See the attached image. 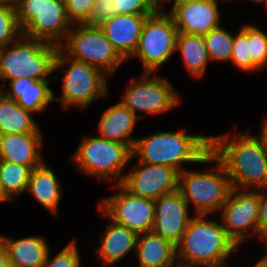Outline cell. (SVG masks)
Wrapping results in <instances>:
<instances>
[{"label":"cell","mask_w":267,"mask_h":267,"mask_svg":"<svg viewBox=\"0 0 267 267\" xmlns=\"http://www.w3.org/2000/svg\"><path fill=\"white\" fill-rule=\"evenodd\" d=\"M262 121L263 122L261 124L260 131L263 133L267 140V116L263 117Z\"/></svg>","instance_id":"cell-39"},{"label":"cell","mask_w":267,"mask_h":267,"mask_svg":"<svg viewBox=\"0 0 267 267\" xmlns=\"http://www.w3.org/2000/svg\"><path fill=\"white\" fill-rule=\"evenodd\" d=\"M59 47L43 40L21 35L16 41L3 47L0 55V81L20 78L51 80L59 78L54 74V63ZM52 77V78H51Z\"/></svg>","instance_id":"cell-4"},{"label":"cell","mask_w":267,"mask_h":267,"mask_svg":"<svg viewBox=\"0 0 267 267\" xmlns=\"http://www.w3.org/2000/svg\"><path fill=\"white\" fill-rule=\"evenodd\" d=\"M183 2V3H191V2H198V1H212V0H167L166 2Z\"/></svg>","instance_id":"cell-42"},{"label":"cell","mask_w":267,"mask_h":267,"mask_svg":"<svg viewBox=\"0 0 267 267\" xmlns=\"http://www.w3.org/2000/svg\"><path fill=\"white\" fill-rule=\"evenodd\" d=\"M177 51L180 52V58L190 76L202 78L208 68V62H210L203 36L178 32L176 37Z\"/></svg>","instance_id":"cell-25"},{"label":"cell","mask_w":267,"mask_h":267,"mask_svg":"<svg viewBox=\"0 0 267 267\" xmlns=\"http://www.w3.org/2000/svg\"><path fill=\"white\" fill-rule=\"evenodd\" d=\"M59 48L69 57L90 64L108 77L125 64L100 27L72 24Z\"/></svg>","instance_id":"cell-9"},{"label":"cell","mask_w":267,"mask_h":267,"mask_svg":"<svg viewBox=\"0 0 267 267\" xmlns=\"http://www.w3.org/2000/svg\"><path fill=\"white\" fill-rule=\"evenodd\" d=\"M207 217L210 215H192L182 238L175 244L177 263L195 267L229 266L228 259L239 247L227 235L221 219Z\"/></svg>","instance_id":"cell-3"},{"label":"cell","mask_w":267,"mask_h":267,"mask_svg":"<svg viewBox=\"0 0 267 267\" xmlns=\"http://www.w3.org/2000/svg\"><path fill=\"white\" fill-rule=\"evenodd\" d=\"M52 80H33L20 78L9 81V88H4V94L14 99L25 110L35 113L45 111L54 102V92L49 83Z\"/></svg>","instance_id":"cell-20"},{"label":"cell","mask_w":267,"mask_h":267,"mask_svg":"<svg viewBox=\"0 0 267 267\" xmlns=\"http://www.w3.org/2000/svg\"><path fill=\"white\" fill-rule=\"evenodd\" d=\"M163 5H165L166 6V4H164V3H166V1L167 0H159Z\"/></svg>","instance_id":"cell-46"},{"label":"cell","mask_w":267,"mask_h":267,"mask_svg":"<svg viewBox=\"0 0 267 267\" xmlns=\"http://www.w3.org/2000/svg\"><path fill=\"white\" fill-rule=\"evenodd\" d=\"M116 14L114 0H95L92 13L85 24L91 27H101Z\"/></svg>","instance_id":"cell-35"},{"label":"cell","mask_w":267,"mask_h":267,"mask_svg":"<svg viewBox=\"0 0 267 267\" xmlns=\"http://www.w3.org/2000/svg\"><path fill=\"white\" fill-rule=\"evenodd\" d=\"M171 267H195V266H189V265H184V264H180V263H176Z\"/></svg>","instance_id":"cell-44"},{"label":"cell","mask_w":267,"mask_h":267,"mask_svg":"<svg viewBox=\"0 0 267 267\" xmlns=\"http://www.w3.org/2000/svg\"><path fill=\"white\" fill-rule=\"evenodd\" d=\"M212 163L206 170L184 169L179 173L178 190L188 206L193 204L195 215L215 216L227 200L232 185L221 161L212 153Z\"/></svg>","instance_id":"cell-7"},{"label":"cell","mask_w":267,"mask_h":267,"mask_svg":"<svg viewBox=\"0 0 267 267\" xmlns=\"http://www.w3.org/2000/svg\"><path fill=\"white\" fill-rule=\"evenodd\" d=\"M263 242H265L266 247H267V241H263ZM256 263L259 265V267H267V251L264 253L261 259H258Z\"/></svg>","instance_id":"cell-38"},{"label":"cell","mask_w":267,"mask_h":267,"mask_svg":"<svg viewBox=\"0 0 267 267\" xmlns=\"http://www.w3.org/2000/svg\"><path fill=\"white\" fill-rule=\"evenodd\" d=\"M2 50H3V47H2V46H0V55H1V52H2Z\"/></svg>","instance_id":"cell-48"},{"label":"cell","mask_w":267,"mask_h":267,"mask_svg":"<svg viewBox=\"0 0 267 267\" xmlns=\"http://www.w3.org/2000/svg\"><path fill=\"white\" fill-rule=\"evenodd\" d=\"M163 7L147 16L132 59L139 58L144 72L156 73L176 53L178 29Z\"/></svg>","instance_id":"cell-10"},{"label":"cell","mask_w":267,"mask_h":267,"mask_svg":"<svg viewBox=\"0 0 267 267\" xmlns=\"http://www.w3.org/2000/svg\"><path fill=\"white\" fill-rule=\"evenodd\" d=\"M136 163L125 173L121 185L131 194L156 201L178 189L179 172L167 165Z\"/></svg>","instance_id":"cell-14"},{"label":"cell","mask_w":267,"mask_h":267,"mask_svg":"<svg viewBox=\"0 0 267 267\" xmlns=\"http://www.w3.org/2000/svg\"><path fill=\"white\" fill-rule=\"evenodd\" d=\"M43 133H19L0 135V160L20 164L31 169L43 160L41 149Z\"/></svg>","instance_id":"cell-18"},{"label":"cell","mask_w":267,"mask_h":267,"mask_svg":"<svg viewBox=\"0 0 267 267\" xmlns=\"http://www.w3.org/2000/svg\"><path fill=\"white\" fill-rule=\"evenodd\" d=\"M1 82V81H0ZM2 84V85H1ZM4 95V85L3 83L1 82L0 83V98Z\"/></svg>","instance_id":"cell-45"},{"label":"cell","mask_w":267,"mask_h":267,"mask_svg":"<svg viewBox=\"0 0 267 267\" xmlns=\"http://www.w3.org/2000/svg\"><path fill=\"white\" fill-rule=\"evenodd\" d=\"M233 35L221 25L203 35L211 62H230L233 52Z\"/></svg>","instance_id":"cell-28"},{"label":"cell","mask_w":267,"mask_h":267,"mask_svg":"<svg viewBox=\"0 0 267 267\" xmlns=\"http://www.w3.org/2000/svg\"><path fill=\"white\" fill-rule=\"evenodd\" d=\"M117 14H154L164 5L159 0H114Z\"/></svg>","instance_id":"cell-33"},{"label":"cell","mask_w":267,"mask_h":267,"mask_svg":"<svg viewBox=\"0 0 267 267\" xmlns=\"http://www.w3.org/2000/svg\"><path fill=\"white\" fill-rule=\"evenodd\" d=\"M172 3V7H169L167 12L173 18L174 24L180 33L203 36L221 25L220 1Z\"/></svg>","instance_id":"cell-15"},{"label":"cell","mask_w":267,"mask_h":267,"mask_svg":"<svg viewBox=\"0 0 267 267\" xmlns=\"http://www.w3.org/2000/svg\"><path fill=\"white\" fill-rule=\"evenodd\" d=\"M57 70L63 75V83L61 96H54V102H60L63 109L76 106L84 110L97 99L110 95L107 75L90 64L67 56L60 48L55 58L54 73Z\"/></svg>","instance_id":"cell-5"},{"label":"cell","mask_w":267,"mask_h":267,"mask_svg":"<svg viewBox=\"0 0 267 267\" xmlns=\"http://www.w3.org/2000/svg\"><path fill=\"white\" fill-rule=\"evenodd\" d=\"M100 117L98 137L126 143L131 149L133 148L136 138H133L131 134L139 121L129 108L119 101L107 108Z\"/></svg>","instance_id":"cell-21"},{"label":"cell","mask_w":267,"mask_h":267,"mask_svg":"<svg viewBox=\"0 0 267 267\" xmlns=\"http://www.w3.org/2000/svg\"><path fill=\"white\" fill-rule=\"evenodd\" d=\"M260 190V207H259V238L267 241V186Z\"/></svg>","instance_id":"cell-36"},{"label":"cell","mask_w":267,"mask_h":267,"mask_svg":"<svg viewBox=\"0 0 267 267\" xmlns=\"http://www.w3.org/2000/svg\"><path fill=\"white\" fill-rule=\"evenodd\" d=\"M22 35L17 21L16 6L0 5V46L5 47Z\"/></svg>","instance_id":"cell-31"},{"label":"cell","mask_w":267,"mask_h":267,"mask_svg":"<svg viewBox=\"0 0 267 267\" xmlns=\"http://www.w3.org/2000/svg\"><path fill=\"white\" fill-rule=\"evenodd\" d=\"M252 267H259L257 263H254Z\"/></svg>","instance_id":"cell-47"},{"label":"cell","mask_w":267,"mask_h":267,"mask_svg":"<svg viewBox=\"0 0 267 267\" xmlns=\"http://www.w3.org/2000/svg\"><path fill=\"white\" fill-rule=\"evenodd\" d=\"M76 243V240L70 241L53 257L49 250L43 267H81L82 259Z\"/></svg>","instance_id":"cell-32"},{"label":"cell","mask_w":267,"mask_h":267,"mask_svg":"<svg viewBox=\"0 0 267 267\" xmlns=\"http://www.w3.org/2000/svg\"><path fill=\"white\" fill-rule=\"evenodd\" d=\"M189 208L178 189L162 195L155 201V220L152 232L176 244L182 238L192 218Z\"/></svg>","instance_id":"cell-16"},{"label":"cell","mask_w":267,"mask_h":267,"mask_svg":"<svg viewBox=\"0 0 267 267\" xmlns=\"http://www.w3.org/2000/svg\"><path fill=\"white\" fill-rule=\"evenodd\" d=\"M259 207L260 190L237 188H232L222 205L220 217L223 228L238 247L252 237L259 238Z\"/></svg>","instance_id":"cell-13"},{"label":"cell","mask_w":267,"mask_h":267,"mask_svg":"<svg viewBox=\"0 0 267 267\" xmlns=\"http://www.w3.org/2000/svg\"><path fill=\"white\" fill-rule=\"evenodd\" d=\"M132 158L148 164L167 165L179 173L185 163L212 164L211 136L188 135L187 131H159L145 137L136 138L132 148ZM183 167V168H182Z\"/></svg>","instance_id":"cell-2"},{"label":"cell","mask_w":267,"mask_h":267,"mask_svg":"<svg viewBox=\"0 0 267 267\" xmlns=\"http://www.w3.org/2000/svg\"><path fill=\"white\" fill-rule=\"evenodd\" d=\"M44 161L33 168L30 174L27 192L45 209L57 215L62 198V186L52 167Z\"/></svg>","instance_id":"cell-23"},{"label":"cell","mask_w":267,"mask_h":267,"mask_svg":"<svg viewBox=\"0 0 267 267\" xmlns=\"http://www.w3.org/2000/svg\"><path fill=\"white\" fill-rule=\"evenodd\" d=\"M250 2H255V4H264L266 6V10H267V0H248Z\"/></svg>","instance_id":"cell-43"},{"label":"cell","mask_w":267,"mask_h":267,"mask_svg":"<svg viewBox=\"0 0 267 267\" xmlns=\"http://www.w3.org/2000/svg\"><path fill=\"white\" fill-rule=\"evenodd\" d=\"M149 15L151 14H116L100 27L126 62L137 49L143 25Z\"/></svg>","instance_id":"cell-17"},{"label":"cell","mask_w":267,"mask_h":267,"mask_svg":"<svg viewBox=\"0 0 267 267\" xmlns=\"http://www.w3.org/2000/svg\"><path fill=\"white\" fill-rule=\"evenodd\" d=\"M230 62L239 71L251 72L250 43L248 42V23L241 26L237 35H233V52Z\"/></svg>","instance_id":"cell-30"},{"label":"cell","mask_w":267,"mask_h":267,"mask_svg":"<svg viewBox=\"0 0 267 267\" xmlns=\"http://www.w3.org/2000/svg\"><path fill=\"white\" fill-rule=\"evenodd\" d=\"M211 152L221 161L232 188L259 190L267 186V140L249 130L211 136Z\"/></svg>","instance_id":"cell-1"},{"label":"cell","mask_w":267,"mask_h":267,"mask_svg":"<svg viewBox=\"0 0 267 267\" xmlns=\"http://www.w3.org/2000/svg\"><path fill=\"white\" fill-rule=\"evenodd\" d=\"M135 252L137 267H171L177 263L175 244L152 231L138 235Z\"/></svg>","instance_id":"cell-24"},{"label":"cell","mask_w":267,"mask_h":267,"mask_svg":"<svg viewBox=\"0 0 267 267\" xmlns=\"http://www.w3.org/2000/svg\"><path fill=\"white\" fill-rule=\"evenodd\" d=\"M7 201L10 202L11 200L5 195V192L2 188L1 180H0V203L7 202Z\"/></svg>","instance_id":"cell-40"},{"label":"cell","mask_w":267,"mask_h":267,"mask_svg":"<svg viewBox=\"0 0 267 267\" xmlns=\"http://www.w3.org/2000/svg\"><path fill=\"white\" fill-rule=\"evenodd\" d=\"M71 159L85 175L105 183L115 181L112 184H121L125 169L133 161L132 149L126 143L86 135Z\"/></svg>","instance_id":"cell-6"},{"label":"cell","mask_w":267,"mask_h":267,"mask_svg":"<svg viewBox=\"0 0 267 267\" xmlns=\"http://www.w3.org/2000/svg\"><path fill=\"white\" fill-rule=\"evenodd\" d=\"M3 239L10 267H43L50 250L48 240L42 235L11 238L0 234Z\"/></svg>","instance_id":"cell-22"},{"label":"cell","mask_w":267,"mask_h":267,"mask_svg":"<svg viewBox=\"0 0 267 267\" xmlns=\"http://www.w3.org/2000/svg\"><path fill=\"white\" fill-rule=\"evenodd\" d=\"M31 171L30 167L0 160L1 185L11 202L26 192Z\"/></svg>","instance_id":"cell-27"},{"label":"cell","mask_w":267,"mask_h":267,"mask_svg":"<svg viewBox=\"0 0 267 267\" xmlns=\"http://www.w3.org/2000/svg\"><path fill=\"white\" fill-rule=\"evenodd\" d=\"M112 185L110 187L118 192L102 198L98 204L103 217H109L138 235L151 232L155 220V201L133 195L121 184Z\"/></svg>","instance_id":"cell-12"},{"label":"cell","mask_w":267,"mask_h":267,"mask_svg":"<svg viewBox=\"0 0 267 267\" xmlns=\"http://www.w3.org/2000/svg\"><path fill=\"white\" fill-rule=\"evenodd\" d=\"M248 42L250 43L251 72L267 67V33L254 24L248 23Z\"/></svg>","instance_id":"cell-29"},{"label":"cell","mask_w":267,"mask_h":267,"mask_svg":"<svg viewBox=\"0 0 267 267\" xmlns=\"http://www.w3.org/2000/svg\"><path fill=\"white\" fill-rule=\"evenodd\" d=\"M18 0H0V5L3 6H16Z\"/></svg>","instance_id":"cell-41"},{"label":"cell","mask_w":267,"mask_h":267,"mask_svg":"<svg viewBox=\"0 0 267 267\" xmlns=\"http://www.w3.org/2000/svg\"><path fill=\"white\" fill-rule=\"evenodd\" d=\"M0 267H10L8 252L3 239L0 237Z\"/></svg>","instance_id":"cell-37"},{"label":"cell","mask_w":267,"mask_h":267,"mask_svg":"<svg viewBox=\"0 0 267 267\" xmlns=\"http://www.w3.org/2000/svg\"><path fill=\"white\" fill-rule=\"evenodd\" d=\"M95 0H64L65 10L71 24H85L89 19Z\"/></svg>","instance_id":"cell-34"},{"label":"cell","mask_w":267,"mask_h":267,"mask_svg":"<svg viewBox=\"0 0 267 267\" xmlns=\"http://www.w3.org/2000/svg\"><path fill=\"white\" fill-rule=\"evenodd\" d=\"M16 12L23 36L58 47L64 42L72 26L64 0H18Z\"/></svg>","instance_id":"cell-8"},{"label":"cell","mask_w":267,"mask_h":267,"mask_svg":"<svg viewBox=\"0 0 267 267\" xmlns=\"http://www.w3.org/2000/svg\"><path fill=\"white\" fill-rule=\"evenodd\" d=\"M100 234V244L96 248L97 258L101 261L102 267H112L118 264L121 259L129 255L137 245L138 234L131 229L119 225L111 220Z\"/></svg>","instance_id":"cell-19"},{"label":"cell","mask_w":267,"mask_h":267,"mask_svg":"<svg viewBox=\"0 0 267 267\" xmlns=\"http://www.w3.org/2000/svg\"><path fill=\"white\" fill-rule=\"evenodd\" d=\"M31 111L20 107L5 94L0 98V135L19 133H42Z\"/></svg>","instance_id":"cell-26"},{"label":"cell","mask_w":267,"mask_h":267,"mask_svg":"<svg viewBox=\"0 0 267 267\" xmlns=\"http://www.w3.org/2000/svg\"><path fill=\"white\" fill-rule=\"evenodd\" d=\"M156 73L143 72L141 77L132 78L120 100L138 119L145 114L138 115L137 111L147 115H158L176 109L181 102L178 91L168 78L154 75ZM156 76V77H155Z\"/></svg>","instance_id":"cell-11"}]
</instances>
